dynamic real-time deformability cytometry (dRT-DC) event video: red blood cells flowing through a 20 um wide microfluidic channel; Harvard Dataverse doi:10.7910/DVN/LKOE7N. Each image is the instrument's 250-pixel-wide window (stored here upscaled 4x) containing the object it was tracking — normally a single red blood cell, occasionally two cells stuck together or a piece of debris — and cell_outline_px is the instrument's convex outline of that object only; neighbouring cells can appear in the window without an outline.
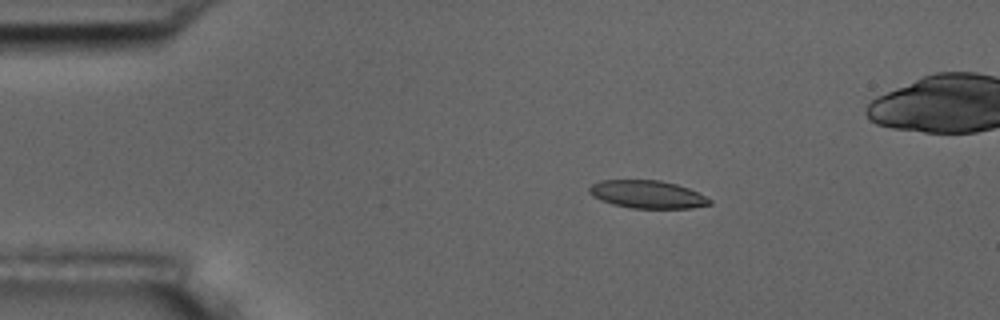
{"species": "common noctule bat (a hibernating species)", "species_latin": "Nyctalus noctula", "temperature_condition": "room temperature", "stored_images_in_passage": 47, "camera_frame_rate_fps": 3000, "um_per_image_px": 0.085, "animal": {"sex": "male", "body_mass_g": 17.5, "forearm_length_mm": 52.3}, "frame": {"image": 1, "passage_image": 1, "time_ms": 0.0, "image_size_px": [1000, 320], "cell_outline_px": [[712, 204], [692, 208], [632, 208], [612, 204], [600, 200], [592, 196], [588, 192], [588, 188], [592, 184], [600, 180], [660, 180], [676, 184], [688, 188], [712, 200]], "centroid_in_image_um": [55.0, 16.52], "position_along_channel_um": 30.0, "area_um2": 19.54}}
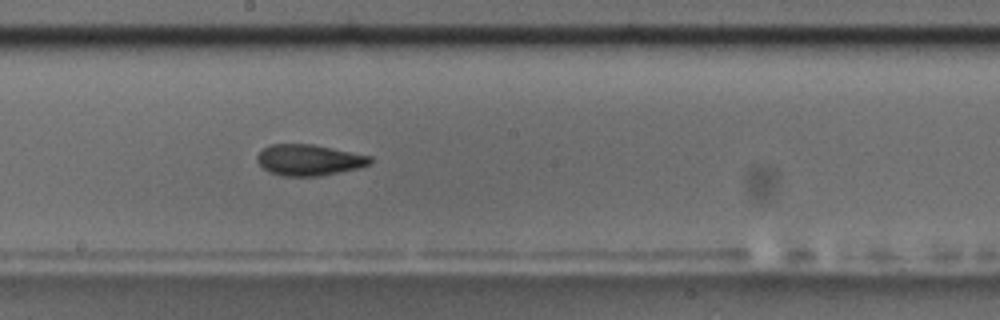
{"frame": {"image": 2, "passage_image": 21, "time_ms": 6.667, "image_size_px": [1000, 320], "cell_outline_px": [[372, 164], [360, 168], [320, 176], [280, 176], [268, 172], [256, 160], [256, 156], [264, 148], [272, 144], [312, 144], [372, 156]], "centroid_in_image_um": [26.29, 13.61], "position_along_channel_um": 221.9, "area_um2": 20.58}}
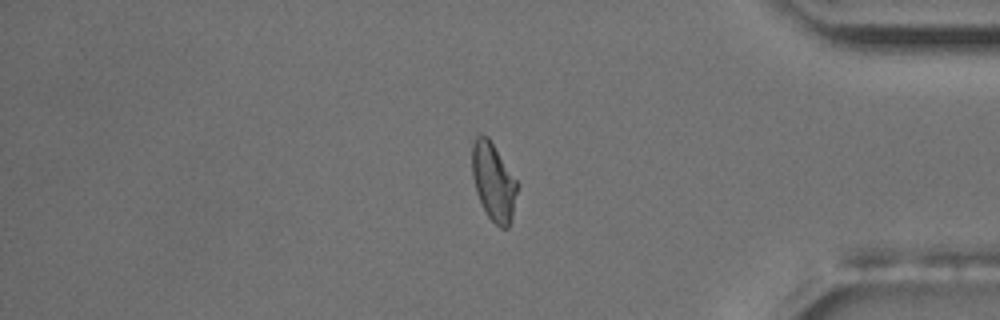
{"frame": {"image": 3, "passage_image": 37, "time_ms": 12.0, "image_size_px": [1000, 320], "cell_outline_px": [[516, 192], [512, 216], [508, 228], [500, 228], [488, 216], [476, 192], [472, 176], [472, 144], [476, 136], [480, 132], [488, 136], [516, 180]], "centroid_in_image_um": [41.91, 15.41], "position_along_channel_um": 393.3, "area_um2": 20.11}}